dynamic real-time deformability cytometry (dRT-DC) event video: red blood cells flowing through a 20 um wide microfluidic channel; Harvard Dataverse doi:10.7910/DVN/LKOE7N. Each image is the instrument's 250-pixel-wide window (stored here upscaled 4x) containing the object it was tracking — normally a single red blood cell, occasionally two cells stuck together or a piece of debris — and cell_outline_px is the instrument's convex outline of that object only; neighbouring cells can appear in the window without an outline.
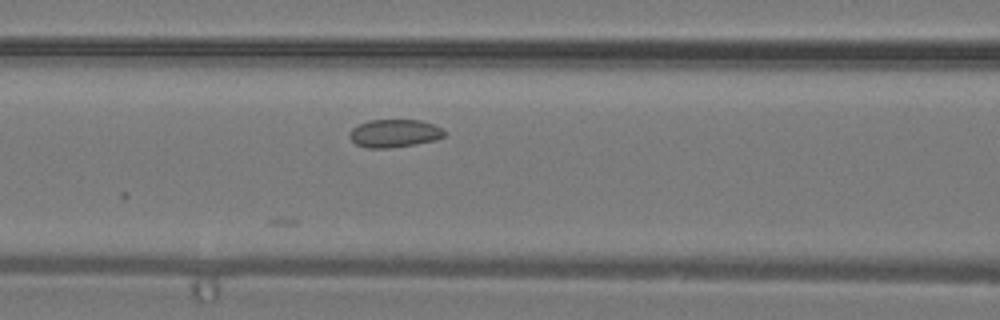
{"species": "common noctule bat (a hibernating species)", "species_latin": "Nyctalus noctula", "temperature_condition": "warm", "stored_images_in_passage": 12, "camera_frame_rate_fps": 3000, "um_per_image_px": 0.085, "animal": {"sex": "male", "body_mass_g": 19.2, "forearm_length_mm": 51.8}, "frame": {"image": 1, "passage_image": 6, "time_ms": 1.667, "image_size_px": [1000, 320], "cell_outline_px": [[448, 132], [444, 136], [436, 140], [416, 144], [388, 148], [368, 148], [356, 144], [348, 136], [352, 128], [368, 120], [420, 120], [432, 124]], "centroid_in_image_um": [33.53, 11.33], "position_along_channel_um": 133.1, "area_um2": 15.43}}
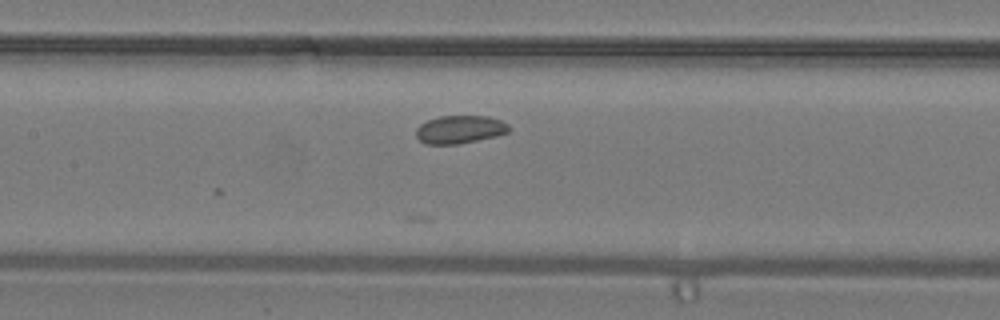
{"frame": {"image": 2, "passage_image": 8, "time_ms": 2.333, "image_size_px": [1000, 320], "cell_outline_px": [[512, 128], [508, 132], [496, 136], [456, 144], [424, 144], [416, 136], [416, 128], [420, 124], [428, 120], [440, 116], [488, 116], [500, 120], [508, 124]], "centroid_in_image_um": [39.09, 11.0], "position_along_channel_um": 168.3, "area_um2": 15.14}}